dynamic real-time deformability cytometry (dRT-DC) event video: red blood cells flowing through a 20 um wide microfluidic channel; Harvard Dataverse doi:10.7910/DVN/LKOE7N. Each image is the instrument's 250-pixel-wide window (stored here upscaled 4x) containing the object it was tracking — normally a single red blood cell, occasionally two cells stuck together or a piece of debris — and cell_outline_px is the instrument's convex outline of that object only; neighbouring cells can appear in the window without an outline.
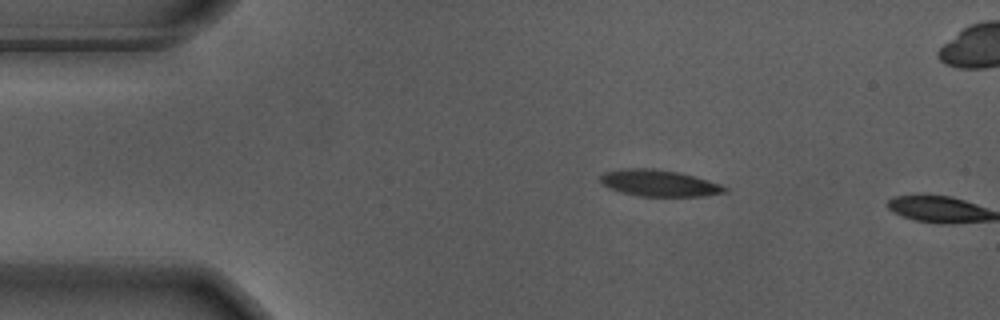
{"species": "Egyptian fruit bat (a non-hibernating species)", "species_latin": "Rousettus aegyptiacus", "temperature_condition": "warm", "stored_images_in_passage": 12, "camera_frame_rate_fps": 3000, "um_per_image_px": 0.085, "animal": {"sex": "male"}, "frame": {"image": 1, "passage_image": 9, "time_ms": 2.667, "image_size_px": [1000, 320], "cell_outline_px": [[728, 192], [704, 196], [640, 196], [620, 192], [608, 188], [600, 180], [600, 176], [604, 172], [624, 168], [652, 168], [680, 172], [708, 180], [720, 184], [728, 188]], "centroid_in_image_um": [56.03, 15.56], "position_along_channel_um": 29.0, "area_um2": 19.31}}